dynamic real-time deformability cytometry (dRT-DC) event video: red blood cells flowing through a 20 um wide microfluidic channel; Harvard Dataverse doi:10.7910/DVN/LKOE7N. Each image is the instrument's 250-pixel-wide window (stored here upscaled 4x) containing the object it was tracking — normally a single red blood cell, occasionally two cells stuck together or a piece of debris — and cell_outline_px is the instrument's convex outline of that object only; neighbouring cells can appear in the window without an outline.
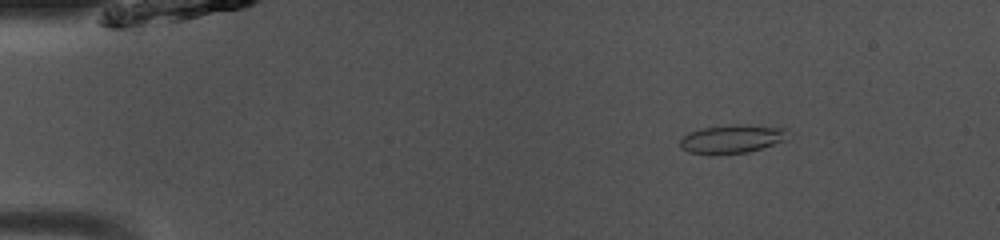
{"species": "common noctule bat (a hibernating species)", "species_latin": "Nyctalus noctula", "temperature_condition": "room temperature", "stored_images_in_passage": 13, "camera_frame_rate_fps": 3000, "um_per_image_px": 0.085, "animal": {"sex": "male", "body_mass_g": 13.0, "forearm_length_mm": 53.1}, "frame": {"image": 1, "passage_image": 7, "time_ms": 2.0, "image_size_px": [1000, 240], "cell_outline_px": [[788, 140], [748, 152], [716, 156], [712, 156], [688, 152], [680, 148], [680, 140], [688, 132], [700, 128], [736, 124], [744, 124], [788, 128]], "centroid_in_image_um": [62.22, 11.83], "position_along_channel_um": 22.8, "area_um2": 18.55}}